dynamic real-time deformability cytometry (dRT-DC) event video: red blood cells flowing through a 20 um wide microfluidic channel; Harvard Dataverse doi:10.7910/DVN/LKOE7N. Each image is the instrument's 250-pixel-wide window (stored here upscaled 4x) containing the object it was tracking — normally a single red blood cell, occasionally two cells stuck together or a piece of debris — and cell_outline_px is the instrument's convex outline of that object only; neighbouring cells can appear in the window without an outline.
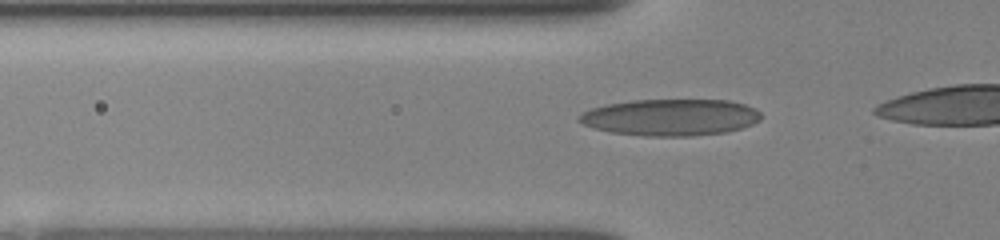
{"species": "human", "species_latin": "Homo sapiens", "temperature_condition": "room temperature", "stored_images_in_passage": 28, "camera_frame_rate_fps": 3000, "um_per_image_px": 0.085, "donor": {"sex": "female"}, "frame": {"image": 1, "passage_image": 22, "time_ms": 4.0, "image_size_px": [1000, 240], "cell_outline_px": [[760, 120], [752, 124], [740, 128], [724, 132], [692, 136], [644, 136], [612, 132], [592, 128], [576, 120], [576, 116], [592, 108], [608, 104], [632, 100], [728, 100], [744, 104], [756, 108], [760, 112]], "centroid_in_image_um": [56.98, 9.97], "position_along_channel_um": 68.8, "area_um2": 38.84}}